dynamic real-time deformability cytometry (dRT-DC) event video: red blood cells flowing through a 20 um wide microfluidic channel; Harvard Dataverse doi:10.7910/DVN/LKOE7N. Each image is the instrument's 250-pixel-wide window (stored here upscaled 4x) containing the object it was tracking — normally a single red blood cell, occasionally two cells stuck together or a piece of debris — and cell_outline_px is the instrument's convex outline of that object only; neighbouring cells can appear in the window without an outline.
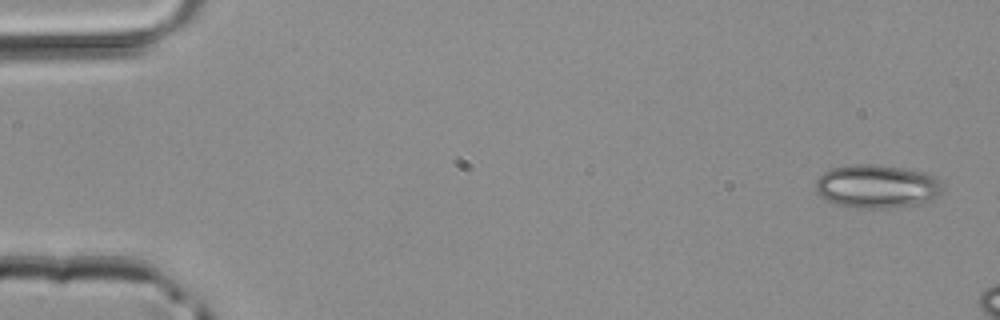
{"species": "common noctule bat (a hibernating species)", "species_latin": "Nyctalus noctula", "temperature_condition": "room temperature", "stored_images_in_passage": 3, "camera_frame_rate_fps": 3000, "um_per_image_px": 0.085, "animal": {"sex": "male", "body_mass_g": 20.4}, "frame": {"image": 1, "passage_image": 1, "time_ms": 0.0, "image_size_px": [1000, 320], "cell_outline_px": [[944, 188], [936, 196], [920, 204], [888, 208], [852, 208], [836, 204], [820, 196], [816, 192], [816, 180], [824, 172], [832, 168], [856, 164], [880, 164], [924, 172], [932, 176]], "centroid_in_image_um": [74.5, 15.84], "position_along_channel_um": 10.5, "area_um2": 32.02}}